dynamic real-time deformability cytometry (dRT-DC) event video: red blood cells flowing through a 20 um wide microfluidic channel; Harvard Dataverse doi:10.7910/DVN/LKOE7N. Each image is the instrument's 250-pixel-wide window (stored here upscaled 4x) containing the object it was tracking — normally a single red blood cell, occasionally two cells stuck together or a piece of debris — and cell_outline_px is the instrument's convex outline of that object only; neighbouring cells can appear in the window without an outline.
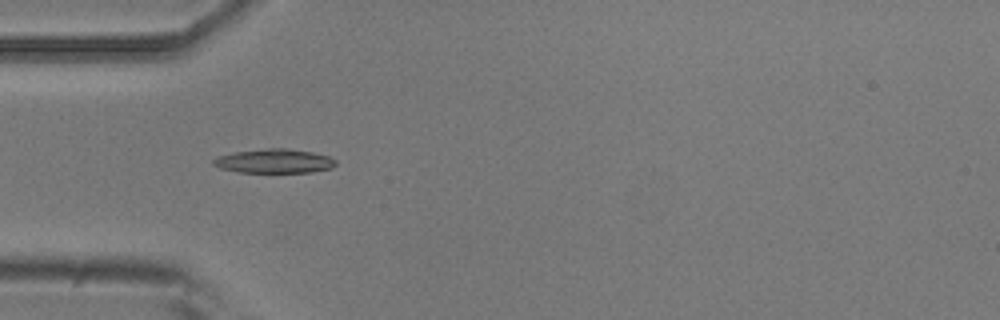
{"species": "common noctule bat (a hibernating species)", "species_latin": "Nyctalus noctula", "temperature_condition": "room temperature", "stored_images_in_passage": 7, "camera_frame_rate_fps": 3000, "um_per_image_px": 0.085, "animal": {"sex": "male", "body_mass_g": 20.5, "forearm_length_mm": 52.5}, "frame": {"image": 1, "passage_image": 4, "time_ms": 3.333, "image_size_px": [1000, 320], "cell_outline_px": [[336, 164], [332, 168], [312, 172], [240, 172], [220, 168], [212, 164], [212, 160], [216, 156], [236, 152], [268, 148], [288, 148], [312, 152], [328, 156], [336, 160]], "centroid_in_image_um": [23.31, 13.69], "position_along_channel_um": 61.7, "area_um2": 17.17}}
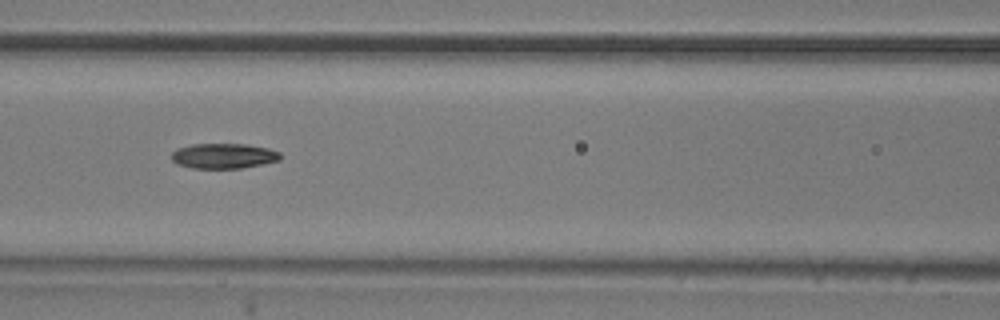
{"frame": {"image": 2, "passage_image": 6, "time_ms": 5.667, "image_size_px": [1000, 320], "cell_outline_px": [[280, 160], [240, 168], [192, 168], [176, 164], [172, 160], [172, 152], [176, 148], [192, 144], [244, 144], [268, 148], [280, 152]], "centroid_in_image_um": [18.97, 13.25], "position_along_channel_um": 147.6, "area_um2": 15.9}}
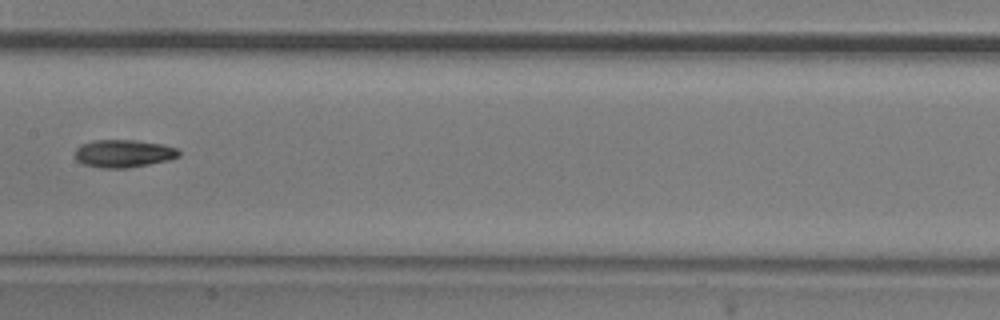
{"frame": {"image": 3, "passage_image": 7, "time_ms": 7.0, "image_size_px": [1000, 320], "cell_outline_px": [[180, 156], [168, 160], [128, 168], [100, 168], [84, 164], [76, 160], [76, 148], [80, 144], [92, 140], [136, 140], [164, 144], [176, 148], [180, 152]], "centroid_in_image_um": [10.49, 13.04], "position_along_channel_um": 196.9, "area_um2": 16.88}}